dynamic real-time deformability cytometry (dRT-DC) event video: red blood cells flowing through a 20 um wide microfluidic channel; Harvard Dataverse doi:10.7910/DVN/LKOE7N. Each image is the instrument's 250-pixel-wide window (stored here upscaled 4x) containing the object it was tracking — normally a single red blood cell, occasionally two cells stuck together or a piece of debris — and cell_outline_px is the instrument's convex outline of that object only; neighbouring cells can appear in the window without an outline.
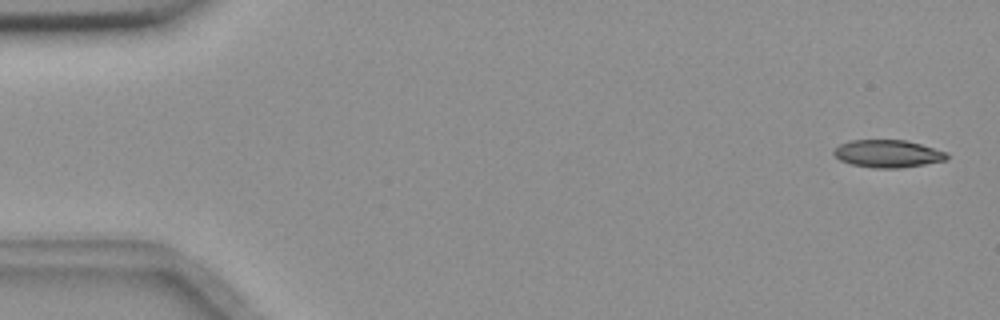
{"species": "common noctule bat (a hibernating species)", "species_latin": "Nyctalus noctula", "temperature_condition": "room temperature", "stored_images_in_passage": 5, "camera_frame_rate_fps": 3000, "um_per_image_px": 0.085, "animal": {"sex": "female", "body_mass_g": 18.4}, "frame": {"image": 1, "passage_image": 1, "time_ms": 0.0, "image_size_px": [1000, 320], "cell_outline_px": [[948, 156], [944, 160], [924, 164], [900, 168], [872, 168], [852, 164], [840, 160], [832, 152], [840, 144], [848, 140], [904, 140], [920, 144], [948, 152]], "centroid_in_image_um": [75.44, 13.06], "position_along_channel_um": 9.6, "area_um2": 18.03}}